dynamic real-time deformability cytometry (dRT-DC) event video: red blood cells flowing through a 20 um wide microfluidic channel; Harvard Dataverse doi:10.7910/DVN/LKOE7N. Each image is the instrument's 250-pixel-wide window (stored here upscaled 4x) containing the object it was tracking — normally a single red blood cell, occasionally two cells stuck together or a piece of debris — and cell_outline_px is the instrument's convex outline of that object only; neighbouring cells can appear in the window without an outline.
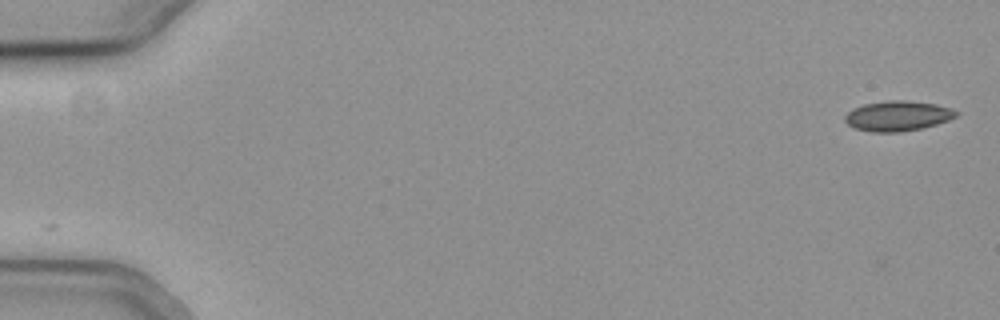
{"species": "common noctule bat (a hibernating species)", "species_latin": "Nyctalus noctula", "temperature_condition": "cold", "stored_images_in_passage": 18, "camera_frame_rate_fps": 3000, "um_per_image_px": 0.085, "animal": {"sex": "female", "body_mass_g": 19.3, "forearm_length_mm": 54.1}, "frame": {"image": 1, "passage_image": 1, "time_ms": 0.0, "image_size_px": [1000, 320], "cell_outline_px": [[960, 112], [956, 116], [948, 120], [936, 124], [920, 128], [900, 132], [872, 132], [856, 128], [848, 124], [844, 120], [844, 116], [852, 108], [864, 104], [888, 100], [900, 100], [936, 104]], "centroid_in_image_um": [76.27, 9.85], "position_along_channel_um": 8.7, "area_um2": 19.31}}
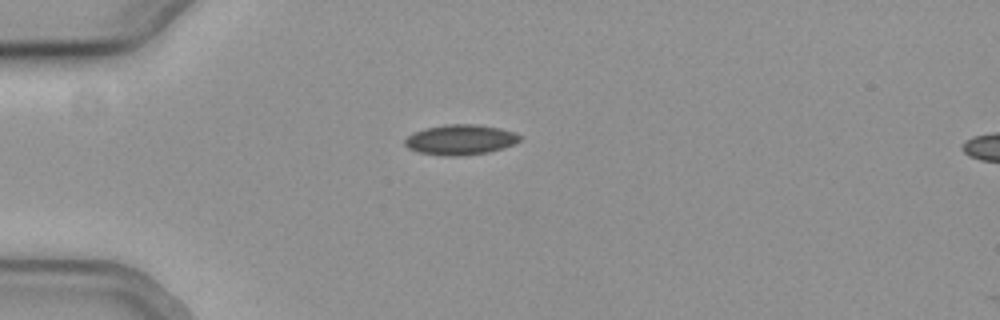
{"frame": {"image": 2, "passage_image": 15, "time_ms": 4.667, "image_size_px": [1000, 320], "cell_outline_px": [[520, 140], [504, 148], [488, 152], [464, 156], [444, 156], [420, 152], [408, 148], [404, 144], [404, 140], [412, 132], [424, 128], [444, 124], [476, 124], [500, 128], [516, 132], [520, 136]], "centroid_in_image_um": [39.12, 11.87], "position_along_channel_um": 45.9, "area_um2": 20.4}}